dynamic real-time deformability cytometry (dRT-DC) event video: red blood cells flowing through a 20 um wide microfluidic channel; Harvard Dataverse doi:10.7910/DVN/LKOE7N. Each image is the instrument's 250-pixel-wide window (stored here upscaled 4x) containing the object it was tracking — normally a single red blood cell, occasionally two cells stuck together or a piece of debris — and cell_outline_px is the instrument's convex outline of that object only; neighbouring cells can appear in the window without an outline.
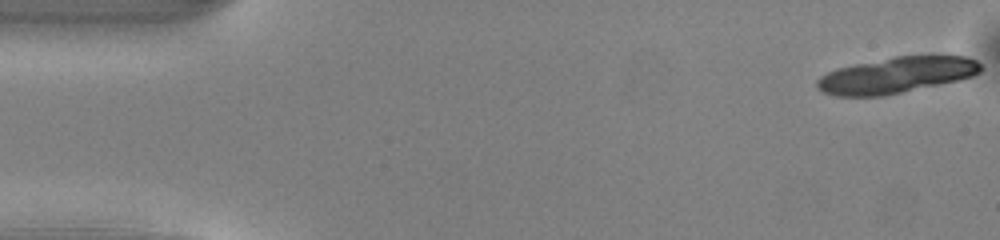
{"species": "common noctule bat (a hibernating species)", "species_latin": "Nyctalus noctula", "temperature_condition": "warm", "stored_images_in_passage": 15, "camera_frame_rate_fps": 3000, "um_per_image_px": 0.085, "animal": {"sex": "male", "body_mass_g": 13.0, "forearm_length_mm": 53.1}, "frame": {"image": 1, "passage_image": 1, "time_ms": 0.0, "image_size_px": [1000, 240], "cell_outline_px": [[984, 68], [980, 72], [972, 76], [960, 80], [884, 96], [836, 96], [824, 92], [816, 88], [816, 80], [820, 76], [836, 68], [896, 56], [964, 56], [976, 60]], "centroid_in_image_um": [76.2, 6.39], "position_along_channel_um": 8.8, "area_um2": 34.33}}